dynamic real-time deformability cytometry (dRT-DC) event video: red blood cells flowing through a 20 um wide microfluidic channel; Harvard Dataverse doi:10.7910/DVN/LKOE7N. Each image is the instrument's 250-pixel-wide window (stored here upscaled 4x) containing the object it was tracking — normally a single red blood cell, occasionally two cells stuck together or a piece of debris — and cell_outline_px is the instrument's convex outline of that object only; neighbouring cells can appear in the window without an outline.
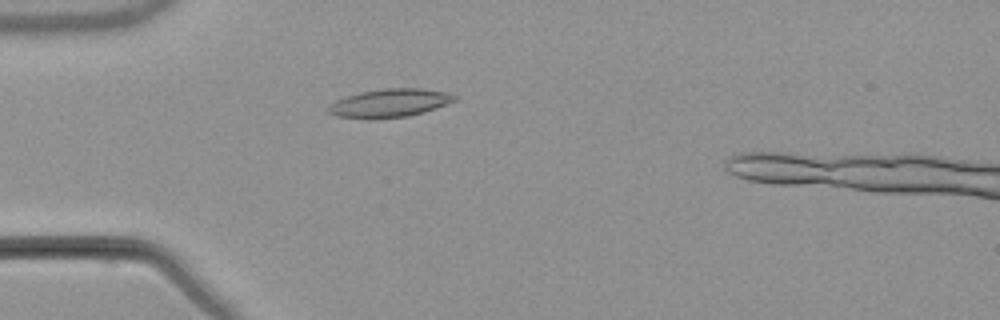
{"species": "common noctule bat (a hibernating species)", "species_latin": "Nyctalus noctula", "temperature_condition": "warm", "stored_images_in_passage": 3, "camera_frame_rate_fps": 3000, "um_per_image_px": 0.085, "animal": {"sex": "male", "body_mass_g": 21.5, "forearm_length_mm": 52.0}, "frame": {"image": 1, "passage_image": 2, "time_ms": 1.0, "image_size_px": [1000, 320], "cell_outline_px": [[456, 100], [436, 108], [424, 112], [408, 116], [372, 120], [368, 120], [336, 116], [328, 112], [328, 108], [336, 100], [360, 92], [384, 88], [420, 88], [448, 92], [456, 96]], "centroid_in_image_um": [33.12, 8.77], "position_along_channel_um": 51.9, "area_um2": 20.98}}